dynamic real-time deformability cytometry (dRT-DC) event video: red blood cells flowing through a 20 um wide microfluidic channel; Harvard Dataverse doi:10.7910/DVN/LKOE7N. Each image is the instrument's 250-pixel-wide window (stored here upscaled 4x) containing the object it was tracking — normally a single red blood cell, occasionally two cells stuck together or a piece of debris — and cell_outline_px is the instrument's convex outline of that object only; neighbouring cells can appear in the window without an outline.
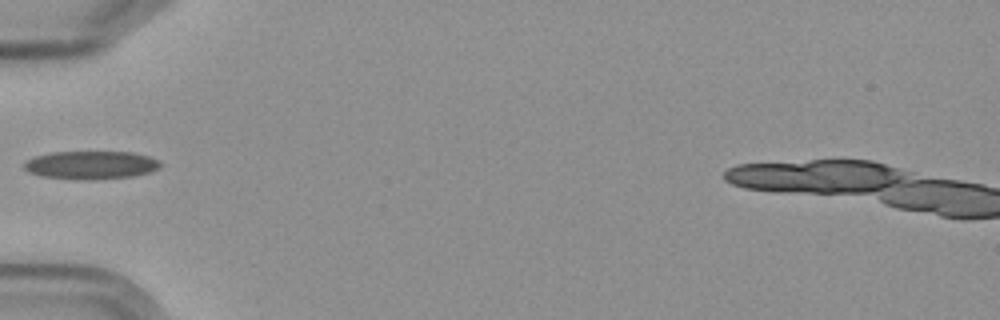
{"species": "Egyptian fruit bat (a non-hibernating species)", "species_latin": "Rousettus aegyptiacus", "temperature_condition": "cold", "stored_images_in_passage": 4, "camera_frame_rate_fps": 3000, "um_per_image_px": 0.085, "frame": {"image": 1, "passage_image": 3, "time_ms": 2.333, "image_size_px": [1000, 320], "cell_outline_px": [[164, 164], [160, 168], [148, 172], [132, 176], [92, 180], [88, 180], [40, 176], [28, 172], [24, 168], [24, 160], [36, 156], [52, 152], [132, 152], [148, 156], [160, 160]], "centroid_in_image_um": [7.74, 14.02], "position_along_channel_um": 77.3, "area_um2": 22.48}}
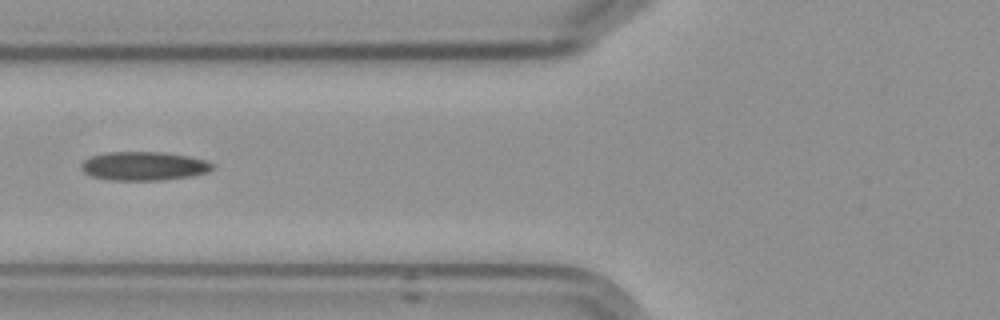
{"frame": {"image": 2, "passage_image": 4, "time_ms": 3.333, "image_size_px": [1000, 320], "cell_outline_px": [[216, 168], [208, 172], [192, 176], [160, 180], [112, 180], [92, 176], [84, 172], [80, 168], [80, 164], [84, 160], [92, 156], [104, 152], [164, 152], [188, 156], [208, 160], [216, 164]], "centroid_in_image_um": [12.28, 14.11], "position_along_channel_um": 113.5, "area_um2": 22.25}}